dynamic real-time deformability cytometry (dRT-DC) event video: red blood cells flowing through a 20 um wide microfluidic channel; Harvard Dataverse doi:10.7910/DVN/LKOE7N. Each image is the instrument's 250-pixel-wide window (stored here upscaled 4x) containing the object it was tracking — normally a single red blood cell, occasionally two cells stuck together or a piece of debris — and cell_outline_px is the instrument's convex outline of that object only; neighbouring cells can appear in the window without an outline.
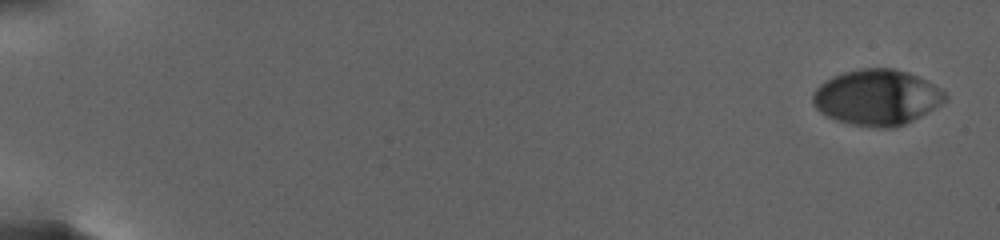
{"species": "human", "species_latin": "Homo sapiens", "temperature_condition": "warm", "stored_images_in_passage": 47, "camera_frame_rate_fps": 3000, "um_per_image_px": 0.085, "donor": {"sex": "female"}, "frame": {"image": 1, "passage_image": 1, "time_ms": 0.0, "image_size_px": [1000, 240], "cell_outline_px": [[948, 100], [920, 116], [904, 124], [892, 128], [876, 128], [852, 124], [836, 120], [820, 112], [812, 104], [812, 92], [824, 80], [832, 76], [844, 72], [864, 68], [892, 68], [908, 72], [940, 88], [948, 96]], "centroid_in_image_um": [74.51, 8.28], "position_along_channel_um": 10.5, "area_um2": 42.89}}
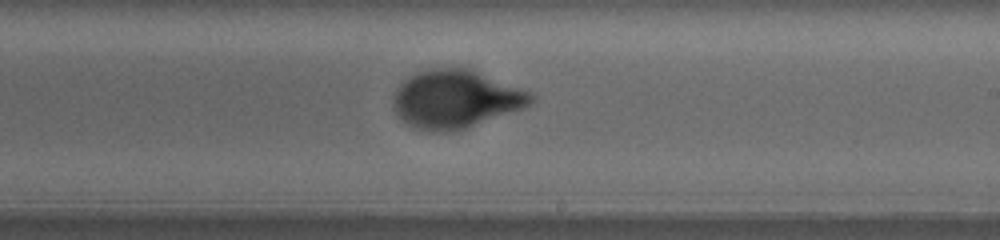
{"frame": {"image": 2, "passage_image": 21, "time_ms": 16.667, "image_size_px": [1000, 240], "cell_outline_px": [[536, 96], [524, 108], [452, 132], [428, 132], [416, 128], [400, 120], [396, 112], [392, 100], [396, 88], [408, 76], [416, 72], [432, 68], [468, 68], [532, 92]], "centroid_in_image_um": [38.7, 8.43], "position_along_channel_um": 250.3, "area_um2": 46.59}}
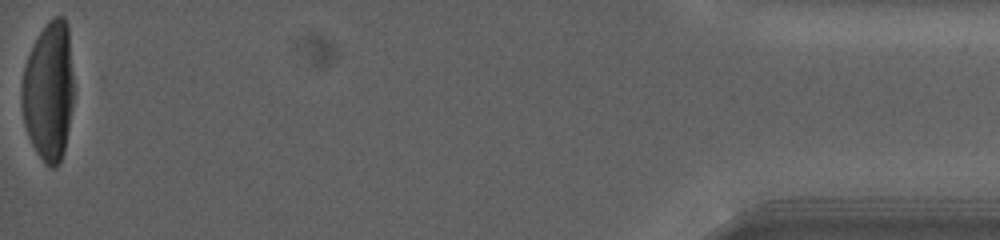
{"frame": {"image": 3, "passage_image": 47, "time_ms": 27.0, "image_size_px": [1000, 240], "cell_outline_px": [[72, 104], [64, 152], [56, 168], [52, 168], [36, 152], [28, 136], [24, 124], [20, 104], [20, 84], [24, 64], [32, 44], [48, 20], [52, 16], [64, 16], [68, 28], [72, 76]], "centroid_in_image_um": [4.09, 7.72], "position_along_channel_um": 431.1, "area_um2": 42.37}, "authors_computed_cell_mechanics": {"area_um2": 43.35, "velocity_mm_per_s": 2.5605, "shape_relaxation_time_tau1_ms": 5.4447, "shape_relaxation_time_tau2_ms": null, "deformation_change_tau1": 0.1749, "deformation_change_tau2": null}}